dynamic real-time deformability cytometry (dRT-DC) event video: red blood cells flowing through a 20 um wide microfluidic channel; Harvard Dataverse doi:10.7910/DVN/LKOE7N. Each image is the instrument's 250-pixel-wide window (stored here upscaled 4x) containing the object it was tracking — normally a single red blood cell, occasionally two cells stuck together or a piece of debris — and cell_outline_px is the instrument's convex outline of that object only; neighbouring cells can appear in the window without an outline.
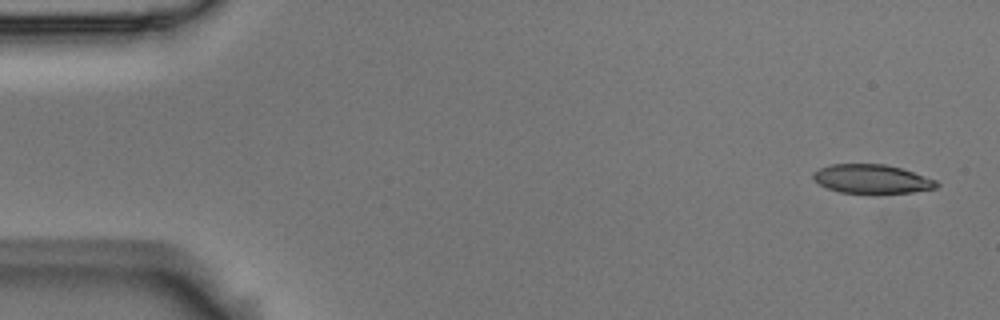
{"species": "Egyptian fruit bat (a non-hibernating species)", "species_latin": "Rousettus aegyptiacus", "temperature_condition": "room temperature", "stored_images_in_passage": 5, "camera_frame_rate_fps": 3000, "um_per_image_px": 0.085, "animal": {"sex": "male"}, "frame": {"image": 1, "passage_image": 1, "time_ms": 0.0, "image_size_px": [1000, 320], "cell_outline_px": [[940, 184], [936, 188], [912, 192], [840, 192], [828, 188], [820, 184], [812, 176], [812, 172], [820, 168], [832, 164], [884, 164], [900, 168], [936, 180]], "centroid_in_image_um": [74.1, 15.2], "position_along_channel_um": 10.9, "area_um2": 20.29}}
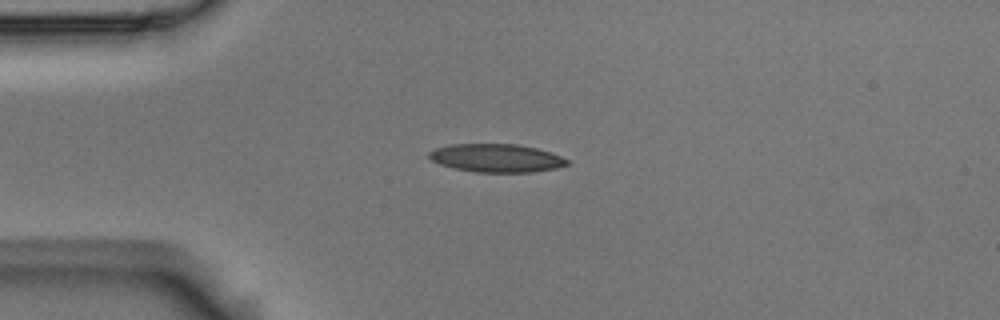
{"frame": {"image": 2, "passage_image": 4, "time_ms": 1.0, "image_size_px": [1000, 320], "cell_outline_px": [[572, 164], [556, 168], [532, 172], [476, 172], [456, 168], [440, 164], [432, 160], [428, 156], [428, 152], [436, 148], [452, 144], [516, 144], [536, 148], [552, 152], [568, 160]], "centroid_in_image_um": [42.23, 13.43], "position_along_channel_um": 42.8, "area_um2": 22.66}}